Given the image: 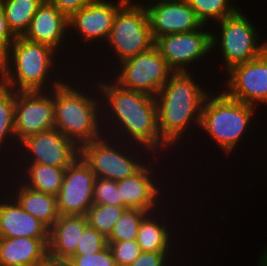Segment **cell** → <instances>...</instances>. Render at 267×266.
I'll return each instance as SVG.
<instances>
[{"label":"cell","mask_w":267,"mask_h":266,"mask_svg":"<svg viewBox=\"0 0 267 266\" xmlns=\"http://www.w3.org/2000/svg\"><path fill=\"white\" fill-rule=\"evenodd\" d=\"M181 256L182 257H180L179 252H141L140 255L129 266H184L188 262L184 261V259L187 260L185 254H182ZM182 260L185 264L182 263Z\"/></svg>","instance_id":"cell-31"},{"label":"cell","mask_w":267,"mask_h":266,"mask_svg":"<svg viewBox=\"0 0 267 266\" xmlns=\"http://www.w3.org/2000/svg\"><path fill=\"white\" fill-rule=\"evenodd\" d=\"M93 203L122 206L117 189V181L95 177L93 188Z\"/></svg>","instance_id":"cell-30"},{"label":"cell","mask_w":267,"mask_h":266,"mask_svg":"<svg viewBox=\"0 0 267 266\" xmlns=\"http://www.w3.org/2000/svg\"><path fill=\"white\" fill-rule=\"evenodd\" d=\"M218 81L216 86L227 96L260 110L263 105L266 111L267 49L257 58L231 67Z\"/></svg>","instance_id":"cell-14"},{"label":"cell","mask_w":267,"mask_h":266,"mask_svg":"<svg viewBox=\"0 0 267 266\" xmlns=\"http://www.w3.org/2000/svg\"><path fill=\"white\" fill-rule=\"evenodd\" d=\"M130 1L138 3V4H145V3L152 1V0H130Z\"/></svg>","instance_id":"cell-39"},{"label":"cell","mask_w":267,"mask_h":266,"mask_svg":"<svg viewBox=\"0 0 267 266\" xmlns=\"http://www.w3.org/2000/svg\"><path fill=\"white\" fill-rule=\"evenodd\" d=\"M172 193H174L175 195H173V197H171V199L168 201L169 204L166 203L159 210L148 213L141 221L139 228H138V234H137L136 241L139 244L142 252H179L181 250L180 248H182V246H184V244H186V245L189 244L187 246H191L190 243H188L186 241V239H184L185 238L184 236H182V238L180 237V235H184V234L187 235L186 229L184 230V233H183V231L181 232L180 229L178 230V227L181 225L180 223L183 222V219L182 220L179 219L180 216H182L181 218H184L186 215L185 214L183 215L181 213V211H183L184 209L182 206L183 205L182 200L180 202L176 199V197L178 196V193H175L174 191ZM175 200H177V202ZM173 202H175V203H173ZM178 202H180V203H178ZM171 203L173 205H171ZM177 204L178 205L180 204V207L181 206L182 207L179 208V206H177ZM174 205L177 207H174ZM169 209H170V211H169ZM175 209H177L178 211H176ZM178 213L180 214V216ZM177 220H178V222H177ZM175 223H176V225H175ZM177 224H178V226H177ZM182 239H184V240H182ZM176 241H178V242H176ZM184 241H185V243L181 244Z\"/></svg>","instance_id":"cell-13"},{"label":"cell","mask_w":267,"mask_h":266,"mask_svg":"<svg viewBox=\"0 0 267 266\" xmlns=\"http://www.w3.org/2000/svg\"><path fill=\"white\" fill-rule=\"evenodd\" d=\"M52 96L54 128L79 148L105 134L100 91L95 79L88 72L83 69L74 70L60 85L52 89Z\"/></svg>","instance_id":"cell-3"},{"label":"cell","mask_w":267,"mask_h":266,"mask_svg":"<svg viewBox=\"0 0 267 266\" xmlns=\"http://www.w3.org/2000/svg\"><path fill=\"white\" fill-rule=\"evenodd\" d=\"M14 115L15 91L0 82V172L13 165L18 151Z\"/></svg>","instance_id":"cell-24"},{"label":"cell","mask_w":267,"mask_h":266,"mask_svg":"<svg viewBox=\"0 0 267 266\" xmlns=\"http://www.w3.org/2000/svg\"><path fill=\"white\" fill-rule=\"evenodd\" d=\"M36 266H66V260L56 259L47 255Z\"/></svg>","instance_id":"cell-37"},{"label":"cell","mask_w":267,"mask_h":266,"mask_svg":"<svg viewBox=\"0 0 267 266\" xmlns=\"http://www.w3.org/2000/svg\"><path fill=\"white\" fill-rule=\"evenodd\" d=\"M22 37L29 41L42 43L52 47L75 70H81L84 67L83 65H85L80 61V57L77 58L71 54L72 52L68 36V18L47 0H44L39 6L30 22L28 30Z\"/></svg>","instance_id":"cell-16"},{"label":"cell","mask_w":267,"mask_h":266,"mask_svg":"<svg viewBox=\"0 0 267 266\" xmlns=\"http://www.w3.org/2000/svg\"><path fill=\"white\" fill-rule=\"evenodd\" d=\"M172 73L154 45L151 49L120 62L107 75L123 89L155 97Z\"/></svg>","instance_id":"cell-12"},{"label":"cell","mask_w":267,"mask_h":266,"mask_svg":"<svg viewBox=\"0 0 267 266\" xmlns=\"http://www.w3.org/2000/svg\"><path fill=\"white\" fill-rule=\"evenodd\" d=\"M143 5L154 40L165 35L194 31L203 26L187 0H152Z\"/></svg>","instance_id":"cell-19"},{"label":"cell","mask_w":267,"mask_h":266,"mask_svg":"<svg viewBox=\"0 0 267 266\" xmlns=\"http://www.w3.org/2000/svg\"><path fill=\"white\" fill-rule=\"evenodd\" d=\"M49 238L0 237V264L36 266L48 255Z\"/></svg>","instance_id":"cell-23"},{"label":"cell","mask_w":267,"mask_h":266,"mask_svg":"<svg viewBox=\"0 0 267 266\" xmlns=\"http://www.w3.org/2000/svg\"><path fill=\"white\" fill-rule=\"evenodd\" d=\"M116 266H129L140 255L141 248L136 240L107 242Z\"/></svg>","instance_id":"cell-32"},{"label":"cell","mask_w":267,"mask_h":266,"mask_svg":"<svg viewBox=\"0 0 267 266\" xmlns=\"http://www.w3.org/2000/svg\"><path fill=\"white\" fill-rule=\"evenodd\" d=\"M201 75L203 77L205 76V74L203 75L198 72H173L159 90V93L155 96L158 130L161 139L175 151V156L185 155H182L177 163L179 167L181 166L180 163L184 164L183 169L178 168V170H176L177 172L182 170V172L180 171L182 174H185V166L187 168V166L190 165L189 160H191L189 158L190 156L185 154L186 151H184V149L186 146L188 147L190 145L191 148L188 147V149L186 148L185 150H188L187 152L193 151V149L195 150V148L192 147L195 141L193 139H196V135H198L197 130H199L200 127L203 103L206 96L214 89L213 87L216 86H212L211 84H217L215 83L216 80L213 82L211 81L214 79L213 75L209 77L210 80L206 79L207 76L202 80L203 78ZM195 133L196 135H193ZM180 150L184 153H180ZM185 157L189 160L187 158L185 159ZM181 159L187 160L189 162L188 165H185L187 162L185 161L184 163V160Z\"/></svg>","instance_id":"cell-2"},{"label":"cell","mask_w":267,"mask_h":266,"mask_svg":"<svg viewBox=\"0 0 267 266\" xmlns=\"http://www.w3.org/2000/svg\"><path fill=\"white\" fill-rule=\"evenodd\" d=\"M68 260L74 266H116L108 245L97 253L72 255Z\"/></svg>","instance_id":"cell-34"},{"label":"cell","mask_w":267,"mask_h":266,"mask_svg":"<svg viewBox=\"0 0 267 266\" xmlns=\"http://www.w3.org/2000/svg\"><path fill=\"white\" fill-rule=\"evenodd\" d=\"M252 19L239 8L233 15L211 26L212 64H215L212 66L216 67L214 71L218 77L237 64L257 58L267 49V39L262 40V30Z\"/></svg>","instance_id":"cell-7"},{"label":"cell","mask_w":267,"mask_h":266,"mask_svg":"<svg viewBox=\"0 0 267 266\" xmlns=\"http://www.w3.org/2000/svg\"><path fill=\"white\" fill-rule=\"evenodd\" d=\"M88 73L95 79L100 91L105 135L143 146L154 155L173 157L174 161H179V156H174V151L161 139L155 97L123 89L107 74Z\"/></svg>","instance_id":"cell-1"},{"label":"cell","mask_w":267,"mask_h":266,"mask_svg":"<svg viewBox=\"0 0 267 266\" xmlns=\"http://www.w3.org/2000/svg\"><path fill=\"white\" fill-rule=\"evenodd\" d=\"M3 2H4V0H0V5H2V4H3Z\"/></svg>","instance_id":"cell-42"},{"label":"cell","mask_w":267,"mask_h":266,"mask_svg":"<svg viewBox=\"0 0 267 266\" xmlns=\"http://www.w3.org/2000/svg\"><path fill=\"white\" fill-rule=\"evenodd\" d=\"M154 45L155 40L152 36L145 6L128 0L117 11L106 43L97 51L99 54H94L90 58V61L94 60L91 61L92 63L90 61L84 63L86 65H84L83 71L108 74L120 62L141 54Z\"/></svg>","instance_id":"cell-6"},{"label":"cell","mask_w":267,"mask_h":266,"mask_svg":"<svg viewBox=\"0 0 267 266\" xmlns=\"http://www.w3.org/2000/svg\"><path fill=\"white\" fill-rule=\"evenodd\" d=\"M126 207L106 204H93L86 213L88 225L108 238Z\"/></svg>","instance_id":"cell-28"},{"label":"cell","mask_w":267,"mask_h":266,"mask_svg":"<svg viewBox=\"0 0 267 266\" xmlns=\"http://www.w3.org/2000/svg\"><path fill=\"white\" fill-rule=\"evenodd\" d=\"M266 144H267V142H266ZM266 150H267V147H266ZM266 154H267V153H266ZM266 154H265V156H267ZM263 170H267V169H266V168H264V169H262V171H263Z\"/></svg>","instance_id":"cell-41"},{"label":"cell","mask_w":267,"mask_h":266,"mask_svg":"<svg viewBox=\"0 0 267 266\" xmlns=\"http://www.w3.org/2000/svg\"><path fill=\"white\" fill-rule=\"evenodd\" d=\"M203 25L212 26L233 15L241 5L235 0H187ZM234 1V2H233Z\"/></svg>","instance_id":"cell-27"},{"label":"cell","mask_w":267,"mask_h":266,"mask_svg":"<svg viewBox=\"0 0 267 266\" xmlns=\"http://www.w3.org/2000/svg\"><path fill=\"white\" fill-rule=\"evenodd\" d=\"M170 164H172V166L174 165V168L170 167ZM163 166L168 169L166 170ZM177 167L178 165L173 161V158H164L162 155H154L137 173L117 181V189L119 190L120 198H122V206L145 210L149 213L159 210L169 201V197H173V194H171L172 188L175 192L179 191L175 189L178 184L177 179L181 173H173ZM170 170L173 172H169ZM176 174L177 176L174 177ZM167 176L171 178V181L178 177L175 179L176 181L174 180V182L177 183L171 182L170 178ZM165 179H167V181Z\"/></svg>","instance_id":"cell-8"},{"label":"cell","mask_w":267,"mask_h":266,"mask_svg":"<svg viewBox=\"0 0 267 266\" xmlns=\"http://www.w3.org/2000/svg\"><path fill=\"white\" fill-rule=\"evenodd\" d=\"M0 237L49 238V228L26 213L0 185Z\"/></svg>","instance_id":"cell-21"},{"label":"cell","mask_w":267,"mask_h":266,"mask_svg":"<svg viewBox=\"0 0 267 266\" xmlns=\"http://www.w3.org/2000/svg\"><path fill=\"white\" fill-rule=\"evenodd\" d=\"M68 64L52 47L17 36L0 59V82L14 91H50L75 70Z\"/></svg>","instance_id":"cell-4"},{"label":"cell","mask_w":267,"mask_h":266,"mask_svg":"<svg viewBox=\"0 0 267 266\" xmlns=\"http://www.w3.org/2000/svg\"><path fill=\"white\" fill-rule=\"evenodd\" d=\"M65 170L37 163H13L8 169L28 188L55 196L61 189Z\"/></svg>","instance_id":"cell-25"},{"label":"cell","mask_w":267,"mask_h":266,"mask_svg":"<svg viewBox=\"0 0 267 266\" xmlns=\"http://www.w3.org/2000/svg\"><path fill=\"white\" fill-rule=\"evenodd\" d=\"M210 29V26L203 25L194 31L165 35L155 40V46L173 72L199 71L204 74L205 68L207 71L212 69L211 71L214 72L212 66L210 68V65L207 67L205 64H212Z\"/></svg>","instance_id":"cell-11"},{"label":"cell","mask_w":267,"mask_h":266,"mask_svg":"<svg viewBox=\"0 0 267 266\" xmlns=\"http://www.w3.org/2000/svg\"><path fill=\"white\" fill-rule=\"evenodd\" d=\"M95 174L79 155L65 170L56 195L60 215H86L93 203Z\"/></svg>","instance_id":"cell-18"},{"label":"cell","mask_w":267,"mask_h":266,"mask_svg":"<svg viewBox=\"0 0 267 266\" xmlns=\"http://www.w3.org/2000/svg\"><path fill=\"white\" fill-rule=\"evenodd\" d=\"M87 226L85 215H60L49 229L48 255L68 260Z\"/></svg>","instance_id":"cell-22"},{"label":"cell","mask_w":267,"mask_h":266,"mask_svg":"<svg viewBox=\"0 0 267 266\" xmlns=\"http://www.w3.org/2000/svg\"><path fill=\"white\" fill-rule=\"evenodd\" d=\"M107 238L91 226H87L77 243V249L73 255L93 254L107 246Z\"/></svg>","instance_id":"cell-33"},{"label":"cell","mask_w":267,"mask_h":266,"mask_svg":"<svg viewBox=\"0 0 267 266\" xmlns=\"http://www.w3.org/2000/svg\"><path fill=\"white\" fill-rule=\"evenodd\" d=\"M0 180V185L8 190L26 213L39 219L49 229L54 225L60 216L55 195L28 188L8 170L0 172Z\"/></svg>","instance_id":"cell-20"},{"label":"cell","mask_w":267,"mask_h":266,"mask_svg":"<svg viewBox=\"0 0 267 266\" xmlns=\"http://www.w3.org/2000/svg\"><path fill=\"white\" fill-rule=\"evenodd\" d=\"M56 6L67 18L81 8L87 6L92 0H47Z\"/></svg>","instance_id":"cell-36"},{"label":"cell","mask_w":267,"mask_h":266,"mask_svg":"<svg viewBox=\"0 0 267 266\" xmlns=\"http://www.w3.org/2000/svg\"><path fill=\"white\" fill-rule=\"evenodd\" d=\"M259 111L263 110L232 99L218 86H215L204 100L201 122L197 135L198 138L197 141H194V145L204 144L208 146L209 143H213V147H217V151L220 150L221 152L219 151V153L225 154L223 156L227 157L226 159L229 160L228 156L230 157L232 154L236 156L237 154H234L236 152L240 154L238 151H240L241 148L242 152L243 149L246 150L247 146L244 144L246 141L250 142V138H253L252 135L254 131L257 133L256 136L259 135L257 132L258 128L256 127V129H254L255 126H260L259 117L261 118V116L259 114L263 112ZM204 138L207 139L200 143V139L202 140ZM208 140L210 141L208 142ZM218 147L220 148L219 150Z\"/></svg>","instance_id":"cell-5"},{"label":"cell","mask_w":267,"mask_h":266,"mask_svg":"<svg viewBox=\"0 0 267 266\" xmlns=\"http://www.w3.org/2000/svg\"><path fill=\"white\" fill-rule=\"evenodd\" d=\"M148 213L145 210L126 208L114 225L107 242L136 240L139 225Z\"/></svg>","instance_id":"cell-29"},{"label":"cell","mask_w":267,"mask_h":266,"mask_svg":"<svg viewBox=\"0 0 267 266\" xmlns=\"http://www.w3.org/2000/svg\"><path fill=\"white\" fill-rule=\"evenodd\" d=\"M15 138L23 140L54 128V103L50 91H15Z\"/></svg>","instance_id":"cell-17"},{"label":"cell","mask_w":267,"mask_h":266,"mask_svg":"<svg viewBox=\"0 0 267 266\" xmlns=\"http://www.w3.org/2000/svg\"><path fill=\"white\" fill-rule=\"evenodd\" d=\"M262 247V249H261ZM261 252L259 254V258L256 259L257 262L260 266H267V245H265L264 247L260 245V249Z\"/></svg>","instance_id":"cell-38"},{"label":"cell","mask_w":267,"mask_h":266,"mask_svg":"<svg viewBox=\"0 0 267 266\" xmlns=\"http://www.w3.org/2000/svg\"><path fill=\"white\" fill-rule=\"evenodd\" d=\"M95 177L119 181L137 173L154 154L147 148L103 135L80 147Z\"/></svg>","instance_id":"cell-9"},{"label":"cell","mask_w":267,"mask_h":266,"mask_svg":"<svg viewBox=\"0 0 267 266\" xmlns=\"http://www.w3.org/2000/svg\"><path fill=\"white\" fill-rule=\"evenodd\" d=\"M66 266H74L69 260H66Z\"/></svg>","instance_id":"cell-40"},{"label":"cell","mask_w":267,"mask_h":266,"mask_svg":"<svg viewBox=\"0 0 267 266\" xmlns=\"http://www.w3.org/2000/svg\"><path fill=\"white\" fill-rule=\"evenodd\" d=\"M80 155V148L56 128L27 137L19 146L14 163H37L67 168Z\"/></svg>","instance_id":"cell-15"},{"label":"cell","mask_w":267,"mask_h":266,"mask_svg":"<svg viewBox=\"0 0 267 266\" xmlns=\"http://www.w3.org/2000/svg\"><path fill=\"white\" fill-rule=\"evenodd\" d=\"M15 36L9 30L3 5H0V59L8 52Z\"/></svg>","instance_id":"cell-35"},{"label":"cell","mask_w":267,"mask_h":266,"mask_svg":"<svg viewBox=\"0 0 267 266\" xmlns=\"http://www.w3.org/2000/svg\"><path fill=\"white\" fill-rule=\"evenodd\" d=\"M44 0H4L3 8L9 30L15 37L23 36Z\"/></svg>","instance_id":"cell-26"},{"label":"cell","mask_w":267,"mask_h":266,"mask_svg":"<svg viewBox=\"0 0 267 266\" xmlns=\"http://www.w3.org/2000/svg\"><path fill=\"white\" fill-rule=\"evenodd\" d=\"M127 1L128 0H92L87 6L73 13L68 18V36L71 52L73 51L72 54H76L75 56L77 58L81 55L82 57L80 59H82L81 61L83 64L84 61L87 63V60H90L93 54H97V50L99 51L106 43L113 27L117 11ZM81 44L84 45V47ZM89 52H91V54Z\"/></svg>","instance_id":"cell-10"}]
</instances>
